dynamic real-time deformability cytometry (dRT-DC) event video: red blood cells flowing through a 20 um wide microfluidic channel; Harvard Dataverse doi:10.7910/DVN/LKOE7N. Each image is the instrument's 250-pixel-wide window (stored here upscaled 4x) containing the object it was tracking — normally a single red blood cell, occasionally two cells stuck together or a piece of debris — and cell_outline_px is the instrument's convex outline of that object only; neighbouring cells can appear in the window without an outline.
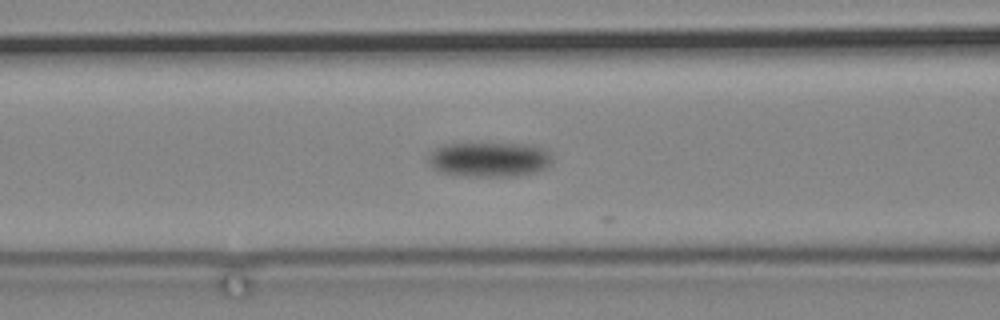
{"species": "common noctule bat (a hibernating species)", "species_latin": "Nyctalus noctula", "temperature_condition": "cold", "stored_images_in_passage": 16, "camera_frame_rate_fps": 3000, "um_per_image_px": 0.085, "animal": {"sex": "male", "body_mass_g": 19.2, "forearm_length_mm": 51.8}, "frame": {"image": 1, "passage_image": 15, "time_ms": 4.667, "image_size_px": [1000, 320], "cell_outline_px": [[552, 160], [544, 168], [532, 172], [516, 176], [464, 176], [440, 172], [432, 168], [428, 164], [428, 156], [440, 144], [536, 144], [552, 152]], "centroid_in_image_um": [41.58, 13.54], "position_along_channel_um": 125.0, "area_um2": 25.26}}